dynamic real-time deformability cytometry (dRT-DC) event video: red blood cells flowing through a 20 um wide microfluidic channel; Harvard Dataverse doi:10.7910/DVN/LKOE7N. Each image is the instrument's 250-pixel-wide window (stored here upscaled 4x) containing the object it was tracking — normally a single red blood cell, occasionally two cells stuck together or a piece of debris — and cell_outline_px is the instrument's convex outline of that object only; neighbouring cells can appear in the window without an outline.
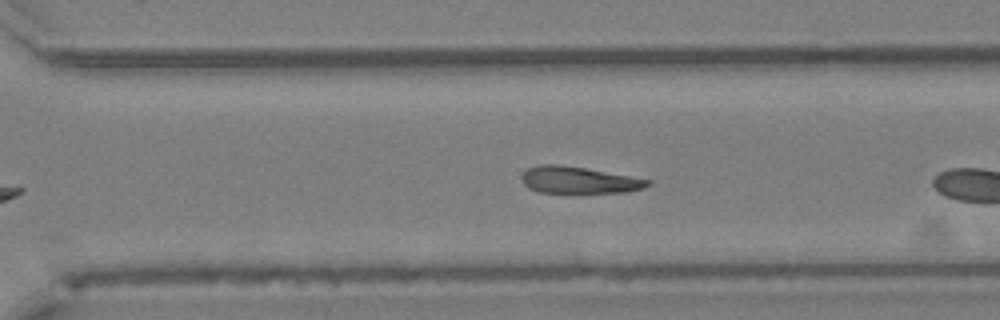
{"species": "Egyptian fruit bat (a non-hibernating species)", "species_latin": "Rousettus aegyptiacus", "temperature_condition": "cold", "stored_images_in_passage": 22, "segment_of_instrument_passage": [2, 2], "camera_frame_rate_fps": 3000, "um_per_image_px": 0.085, "animal": {"sex": "female"}, "frame": {"image": 1, "passage_image": 13, "time_ms": 4.0, "image_size_px": [1000, 320], "cell_outline_px": [[652, 184], [644, 188], [624, 192], [540, 192], [528, 188], [524, 184], [520, 176], [528, 168], [540, 164], [560, 164], [584, 168], [652, 180]], "centroid_in_image_um": [49.18, 15.3], "position_along_channel_um": 321.4, "area_um2": 19.48}}